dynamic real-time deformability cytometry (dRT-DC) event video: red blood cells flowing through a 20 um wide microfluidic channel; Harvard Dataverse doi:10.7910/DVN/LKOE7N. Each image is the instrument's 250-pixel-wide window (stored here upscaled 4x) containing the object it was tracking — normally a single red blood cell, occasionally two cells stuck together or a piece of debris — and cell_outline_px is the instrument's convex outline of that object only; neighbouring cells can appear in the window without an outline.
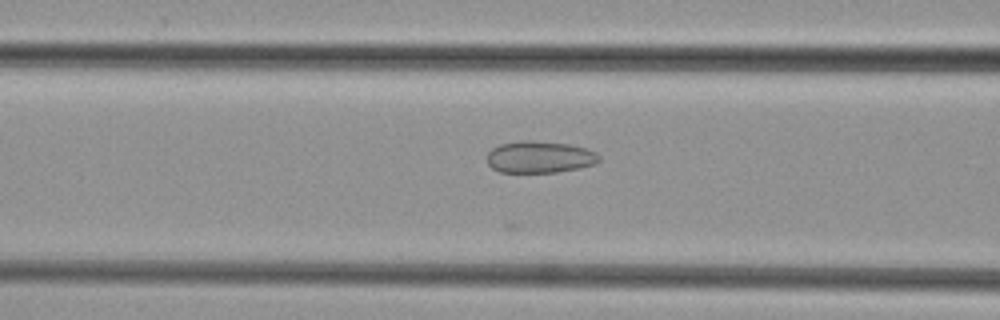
{"species": "common noctule bat (a hibernating species)", "species_latin": "Nyctalus noctula", "temperature_condition": "cold", "stored_images_in_passage": 22, "camera_frame_rate_fps": 3000, "um_per_image_px": 0.085, "animal": {"sex": "female", "body_mass_g": 29.2, "forearm_length_mm": 56.3}, "frame": {"image": 1, "passage_image": 6, "time_ms": 1.667, "image_size_px": [1000, 320], "cell_outline_px": [[600, 160], [596, 164], [580, 168], [556, 172], [500, 172], [492, 168], [488, 164], [488, 152], [492, 148], [500, 144], [520, 140], [532, 140], [572, 144], [596, 152], [600, 156]], "centroid_in_image_um": [45.89, 13.34], "position_along_channel_um": 120.7, "area_um2": 20.98}}
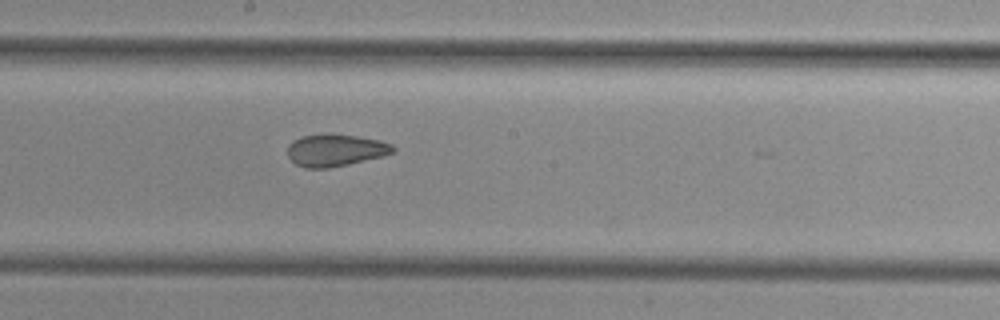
{"frame": {"image": 2, "passage_image": 13, "time_ms": 4.0, "image_size_px": [1000, 320], "cell_outline_px": [[396, 148], [392, 152], [384, 156], [348, 164], [328, 168], [304, 168], [296, 164], [288, 156], [288, 144], [292, 140], [300, 136], [356, 136], [380, 140], [392, 144]], "centroid_in_image_um": [28.51, 12.8], "position_along_channel_um": 219.7, "area_um2": 19.25}}
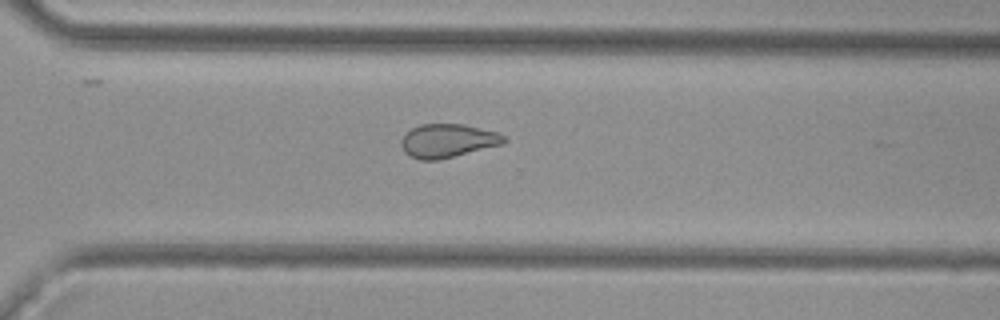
{"frame": {"image": 3, "passage_image": 21, "time_ms": 6.667, "image_size_px": [1000, 320], "cell_outline_px": [[508, 140], [504, 144], [436, 160], [420, 160], [408, 156], [404, 152], [400, 144], [400, 140], [412, 128], [420, 124], [464, 124], [500, 132], [508, 136]], "centroid_in_image_um": [38.1, 11.95], "position_along_channel_um": 332.5, "area_um2": 20.35}}